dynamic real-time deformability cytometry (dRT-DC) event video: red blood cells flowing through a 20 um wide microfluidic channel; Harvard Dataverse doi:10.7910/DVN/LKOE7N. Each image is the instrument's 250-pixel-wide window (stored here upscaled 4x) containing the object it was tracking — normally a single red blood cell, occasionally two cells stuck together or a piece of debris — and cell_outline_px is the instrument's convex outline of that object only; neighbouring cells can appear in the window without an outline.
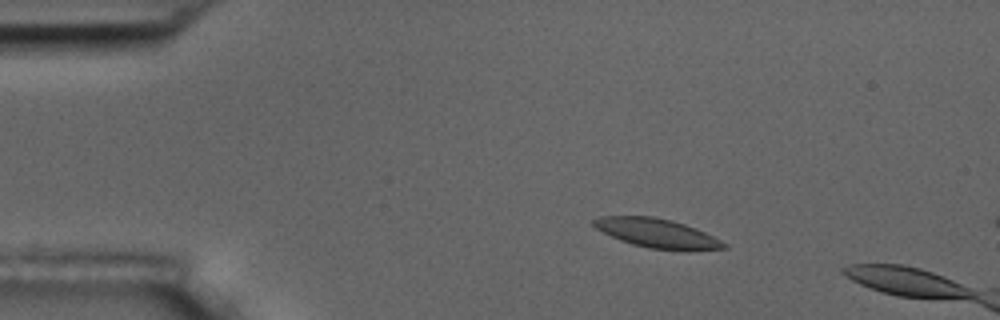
{"species": "common noctule bat (a hibernating species)", "species_latin": "Nyctalus noctula", "temperature_condition": "room temperature", "stored_images_in_passage": 4, "camera_frame_rate_fps": 3000, "um_per_image_px": 0.085, "animal": {"sex": "male", "body_mass_g": 17.5, "forearm_length_mm": 52.3}, "frame": {"image": 1, "passage_image": 2, "time_ms": 1.0, "image_size_px": [1000, 320], "cell_outline_px": [[728, 248], [688, 252], [648, 248], [632, 244], [620, 240], [596, 228], [592, 224], [592, 220], [600, 216], [652, 216], [672, 220], [696, 228], [728, 244]], "centroid_in_image_um": [55.9, 19.85], "position_along_channel_um": 29.1, "area_um2": 22.37}}